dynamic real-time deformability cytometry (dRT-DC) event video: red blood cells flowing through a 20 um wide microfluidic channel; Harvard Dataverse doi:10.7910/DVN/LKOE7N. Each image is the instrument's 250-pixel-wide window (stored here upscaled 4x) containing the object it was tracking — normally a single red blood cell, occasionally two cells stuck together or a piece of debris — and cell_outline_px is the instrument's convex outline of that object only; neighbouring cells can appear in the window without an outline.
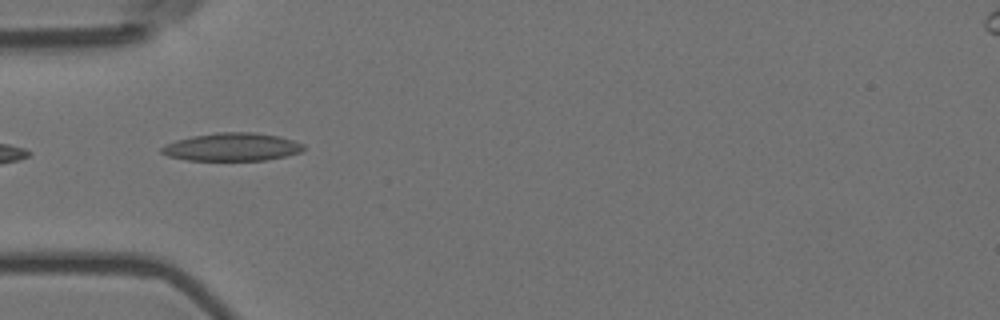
{"species": "Egyptian fruit bat (a non-hibernating species)", "species_latin": "Rousettus aegyptiacus", "temperature_condition": "room temperature", "stored_images_in_passage": 8, "camera_frame_rate_fps": 3000, "um_per_image_px": 0.085, "animal": {"sex": "female"}, "frame": {"image": 1, "passage_image": 6, "time_ms": 1.667, "image_size_px": [1000, 320], "cell_outline_px": [[304, 148], [300, 152], [284, 156], [264, 160], [188, 160], [168, 156], [160, 152], [160, 148], [164, 144], [176, 140], [192, 136], [216, 132], [256, 132], [280, 136], [304, 144]], "centroid_in_image_um": [19.69, 12.48], "position_along_channel_um": 65.3, "area_um2": 23.18}}
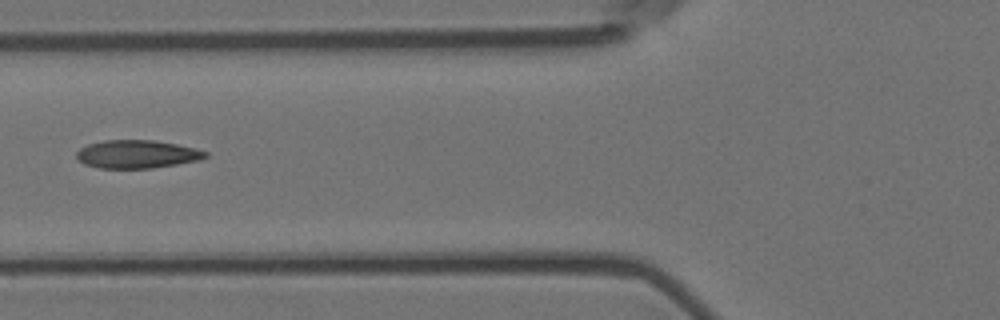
{"frame": {"image": 2, "passage_image": 7, "time_ms": 2.0, "image_size_px": [1000, 320], "cell_outline_px": [[208, 156], [200, 160], [152, 168], [100, 168], [84, 164], [76, 160], [76, 152], [80, 148], [88, 144], [104, 140], [156, 140], [196, 148], [208, 152]], "centroid_in_image_um": [11.63, 13.1], "position_along_channel_um": 114.2, "area_um2": 21.27}}
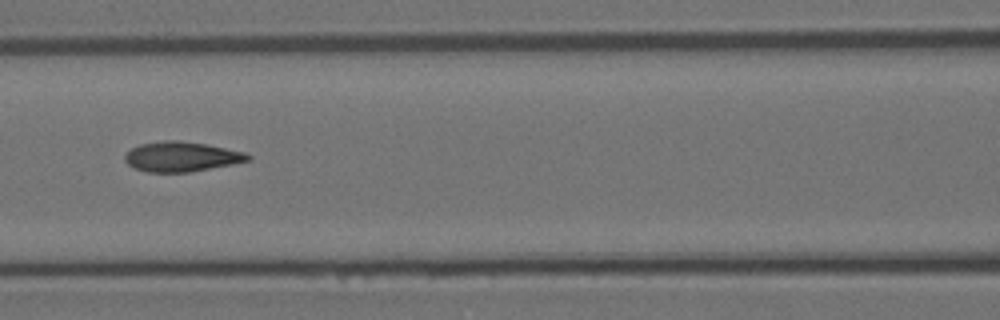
{"frame": {"image": 3, "passage_image": 8, "time_ms": 2.333, "image_size_px": [1000, 320], "cell_outline_px": [[252, 156], [248, 160], [232, 164], [188, 172], [148, 172], [132, 168], [124, 160], [124, 156], [132, 148], [140, 144], [164, 140], [180, 140], [204, 144], [244, 152]], "centroid_in_image_um": [15.37, 13.31], "position_along_channel_um": 151.2, "area_um2": 21.21}}